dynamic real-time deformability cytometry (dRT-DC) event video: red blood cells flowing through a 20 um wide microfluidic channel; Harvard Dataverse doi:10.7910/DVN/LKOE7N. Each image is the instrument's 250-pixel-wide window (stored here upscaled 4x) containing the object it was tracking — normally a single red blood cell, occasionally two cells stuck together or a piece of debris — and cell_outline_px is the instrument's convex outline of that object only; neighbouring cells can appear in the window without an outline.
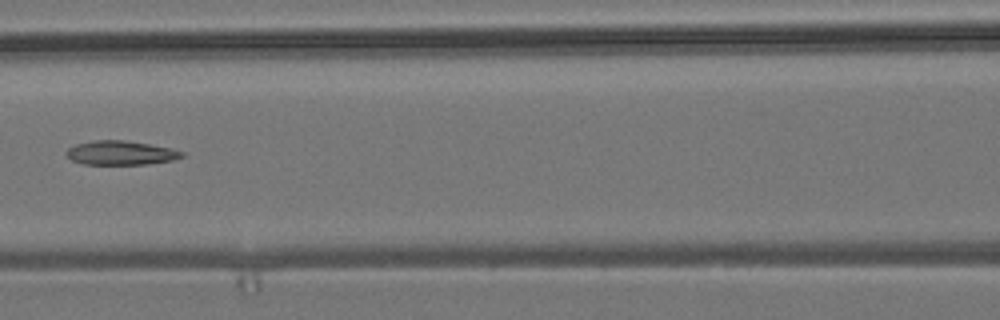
{"species": "common noctule bat (a hibernating species)", "species_latin": "Nyctalus noctula", "temperature_condition": "room temperature", "stored_images_in_passage": 5, "camera_frame_rate_fps": 3000, "um_per_image_px": 0.085, "animal": {"sex": "male", "body_mass_g": 19.2, "forearm_length_mm": 51.8}, "frame": {"image": 1, "passage_image": 5, "time_ms": 4.667, "image_size_px": [1000, 320], "cell_outline_px": [[184, 156], [172, 160], [148, 164], [84, 164], [72, 160], [64, 152], [68, 148], [76, 144], [92, 140], [124, 140], [172, 148], [184, 152]], "centroid_in_image_um": [10.25, 12.99], "position_along_channel_um": 156.3, "area_um2": 16.18}}